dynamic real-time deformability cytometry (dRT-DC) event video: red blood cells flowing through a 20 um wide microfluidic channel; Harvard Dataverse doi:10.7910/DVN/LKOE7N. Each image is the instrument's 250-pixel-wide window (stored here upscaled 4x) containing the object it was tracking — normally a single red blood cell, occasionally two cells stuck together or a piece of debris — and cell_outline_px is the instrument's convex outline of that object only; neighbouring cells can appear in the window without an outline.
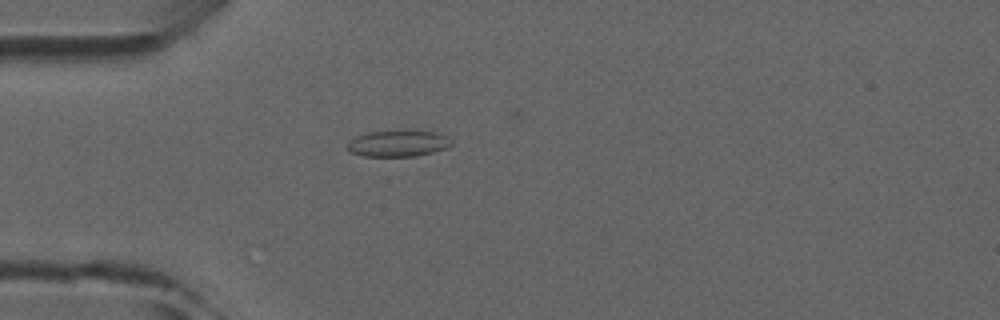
{"species": "common noctule bat (a hibernating species)", "species_latin": "Nyctalus noctula", "temperature_condition": "room temperature", "stored_images_in_passage": 5, "camera_frame_rate_fps": 3000, "um_per_image_px": 0.085, "animal": {"sex": "male", "forearm_length_mm": 52.5}, "frame": {"image": 1, "passage_image": 5, "time_ms": 4.333, "image_size_px": [1000, 320], "cell_outline_px": [[452, 144], [448, 148], [416, 156], [364, 156], [348, 152], [348, 140], [356, 136], [368, 132], [416, 128], [436, 132], [448, 136], [452, 140]], "centroid_in_image_um": [33.88, 12.15], "position_along_channel_um": 51.1, "area_um2": 16.7}}